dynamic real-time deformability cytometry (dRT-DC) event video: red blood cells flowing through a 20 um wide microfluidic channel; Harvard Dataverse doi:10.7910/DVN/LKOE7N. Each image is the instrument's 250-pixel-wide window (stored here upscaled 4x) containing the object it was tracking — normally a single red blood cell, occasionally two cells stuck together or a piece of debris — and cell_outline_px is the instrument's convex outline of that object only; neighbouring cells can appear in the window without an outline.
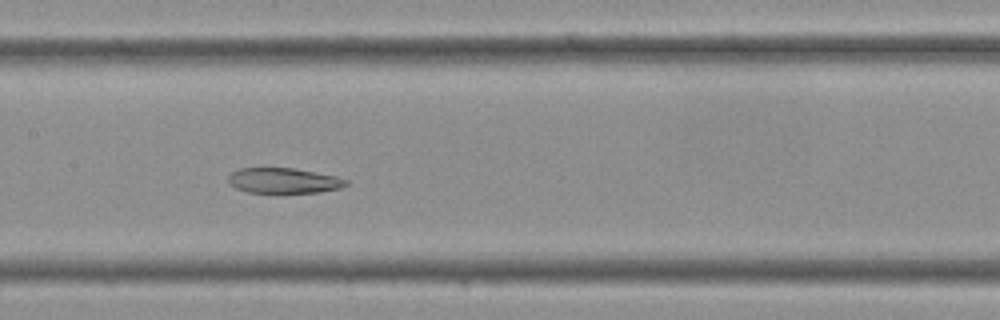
{"species": "Egyptian fruit bat (a non-hibernating species)", "species_latin": "Rousettus aegyptiacus", "temperature_condition": "cold", "stored_images_in_passage": 36, "camera_frame_rate_fps": 3000, "um_per_image_px": 0.085, "frame": {"image": 1, "passage_image": 17, "time_ms": 5.333, "image_size_px": [1000, 320], "cell_outline_px": [[348, 184], [340, 188], [320, 192], [248, 192], [236, 188], [228, 184], [228, 176], [232, 172], [240, 168], [292, 168], [336, 176], [348, 180]], "centroid_in_image_um": [24.09, 15.35], "position_along_channel_um": 183.3, "area_um2": 17.22}}
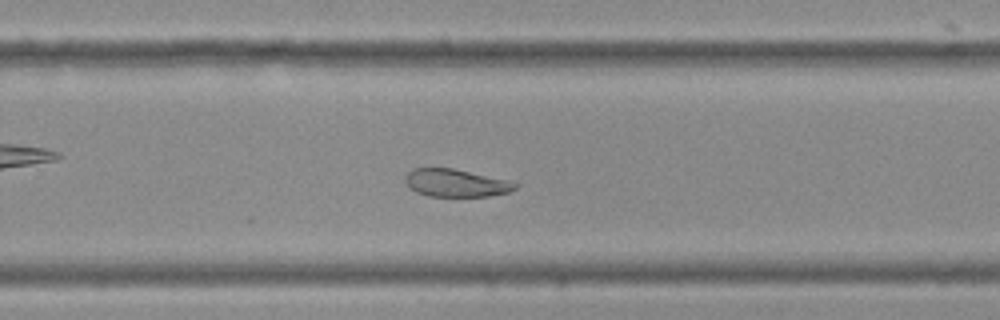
{"frame": {"image": 2, "passage_image": 23, "time_ms": 7.333, "image_size_px": [1000, 320], "cell_outline_px": [[520, 184], [516, 188], [508, 192], [488, 196], [428, 196], [416, 192], [408, 188], [404, 180], [404, 176], [412, 168], [452, 168], [504, 180]], "centroid_in_image_um": [38.66, 15.56], "position_along_channel_um": 291.1, "area_um2": 17.57}}
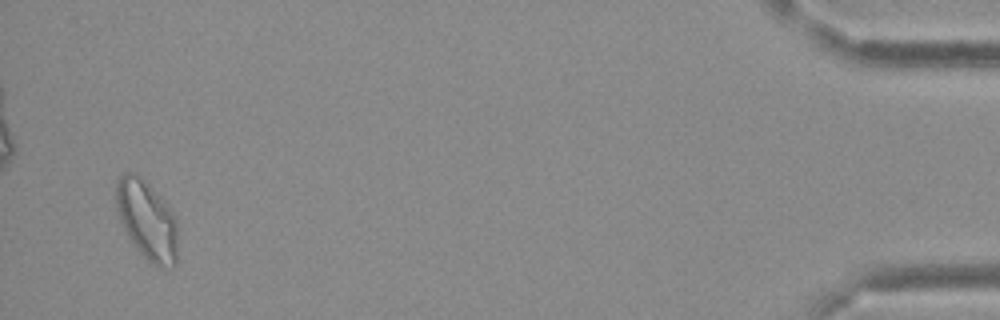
{"frame": {"image": 3, "passage_image": 35, "time_ms": 11.333, "image_size_px": [1000, 320], "cell_outline_px": [[176, 264], [172, 268], [164, 268], [152, 264], [136, 248], [128, 236], [120, 220], [116, 208], [116, 180], [124, 172], [136, 172], [164, 200], [176, 216]], "centroid_in_image_um": [12.48, 18.69], "position_along_channel_um": 422.7, "area_um2": 28.44}}